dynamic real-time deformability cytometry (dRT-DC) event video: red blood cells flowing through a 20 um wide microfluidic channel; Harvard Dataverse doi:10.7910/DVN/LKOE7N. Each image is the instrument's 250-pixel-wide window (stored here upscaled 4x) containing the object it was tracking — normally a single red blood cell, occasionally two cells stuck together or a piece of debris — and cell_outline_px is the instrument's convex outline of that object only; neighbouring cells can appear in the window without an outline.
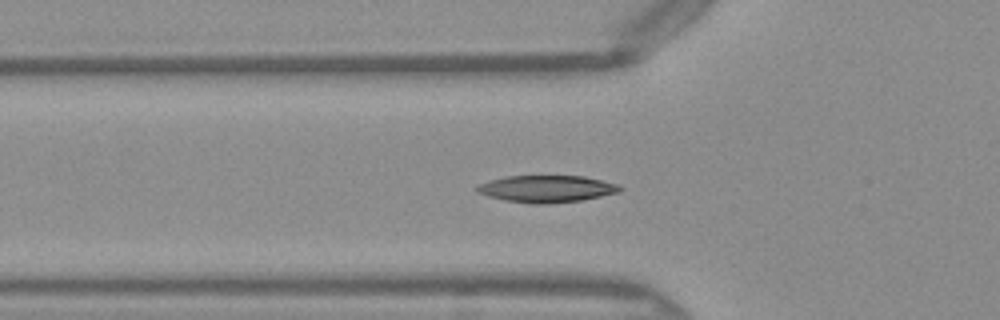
{"species": "Egyptian fruit bat (a non-hibernating species)", "species_latin": "Rousettus aegyptiacus", "temperature_condition": "warm", "stored_images_in_passage": 41, "camera_frame_rate_fps": 3000, "um_per_image_px": 0.085, "frame": {"image": 1, "passage_image": 7, "time_ms": 2.0, "image_size_px": [1000, 320], "cell_outline_px": [[620, 192], [584, 200], [548, 204], [532, 204], [508, 200], [488, 196], [476, 192], [476, 188], [480, 184], [488, 180], [504, 176], [584, 176], [620, 184]], "centroid_in_image_um": [46.48, 16.05], "position_along_channel_um": 79.3, "area_um2": 22.54}}
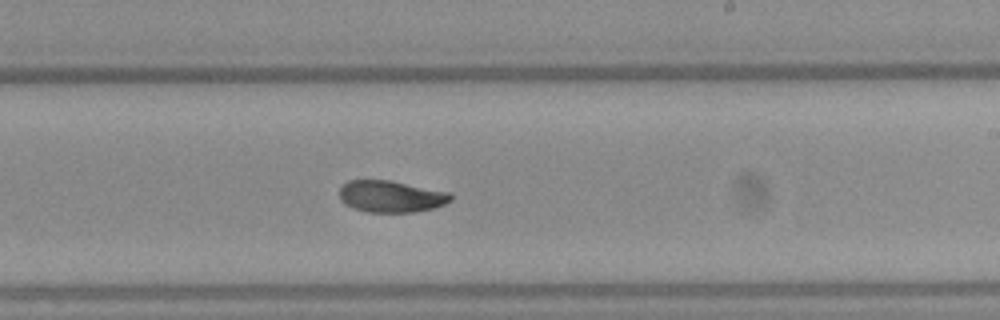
{"frame": {"image": 2, "passage_image": 20, "time_ms": 6.333, "image_size_px": [1000, 320], "cell_outline_px": [[452, 200], [444, 204], [432, 208], [412, 212], [368, 212], [352, 208], [344, 204], [340, 200], [340, 188], [348, 180], [388, 180], [448, 192], [452, 196]], "centroid_in_image_um": [33.19, 16.7], "position_along_channel_um": 255.8, "area_um2": 20.4}}
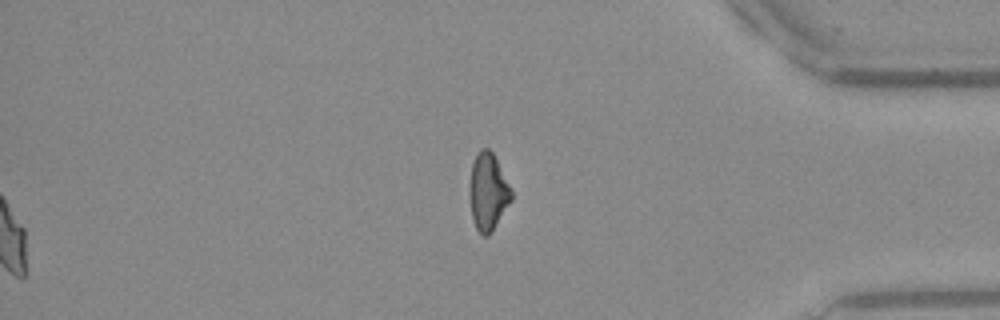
{"frame": {"image": 3, "passage_image": 41, "time_ms": 13.333, "image_size_px": [1000, 320], "cell_outline_px": [[512, 200], [492, 232], [488, 236], [484, 236], [476, 228], [472, 220], [468, 192], [468, 184], [472, 164], [480, 148], [488, 148], [492, 152], [512, 188]], "centroid_in_image_um": [41.47, 16.31], "position_along_channel_um": 393.7, "area_um2": 19.13}, "authors_computed_cell_mechanics": {"area_um2": 21.1548, "velocity_mm_per_s": 4.045, "shape_relaxation_time_tau1_ms": 5.2653, "shape_relaxation_time_tau2_ms": 2.4519, "deformation_change_tau1": 0.1783, "deformation_change_tau2": 0.0663}}